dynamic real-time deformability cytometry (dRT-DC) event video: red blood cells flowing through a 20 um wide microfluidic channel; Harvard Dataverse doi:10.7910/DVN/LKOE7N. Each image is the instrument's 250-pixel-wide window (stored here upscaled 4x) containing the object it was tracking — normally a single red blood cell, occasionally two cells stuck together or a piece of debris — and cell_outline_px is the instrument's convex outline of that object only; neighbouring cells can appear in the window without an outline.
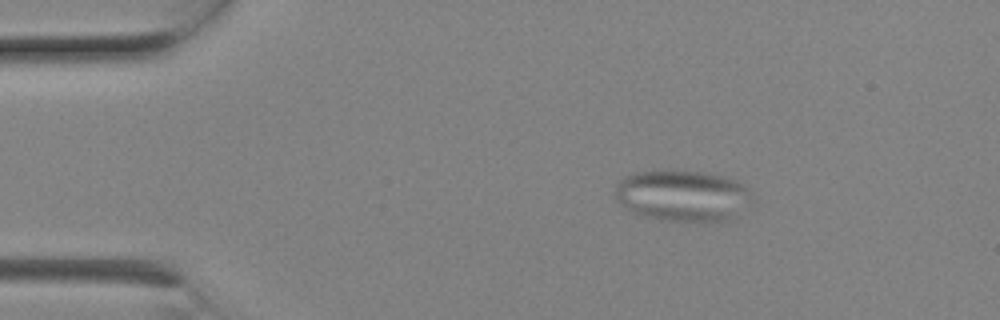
{"species": "Egyptian fruit bat (a non-hibernating species)", "species_latin": "Rousettus aegyptiacus", "temperature_condition": "room temperature", "stored_images_in_passage": 7, "camera_frame_rate_fps": 3000, "um_per_image_px": 0.085, "animal": {"sex": "female"}, "frame": {"image": 1, "passage_image": 2, "time_ms": 0.333, "image_size_px": [1000, 320], "cell_outline_px": [[756, 204], [732, 220], [660, 220], [644, 216], [620, 204], [616, 200], [616, 188], [620, 180], [624, 176], [636, 172], [704, 172], [724, 176], [736, 180], [744, 184], [752, 192]], "centroid_in_image_um": [58.16, 16.65], "position_along_channel_um": 26.8, "area_um2": 40.92}}
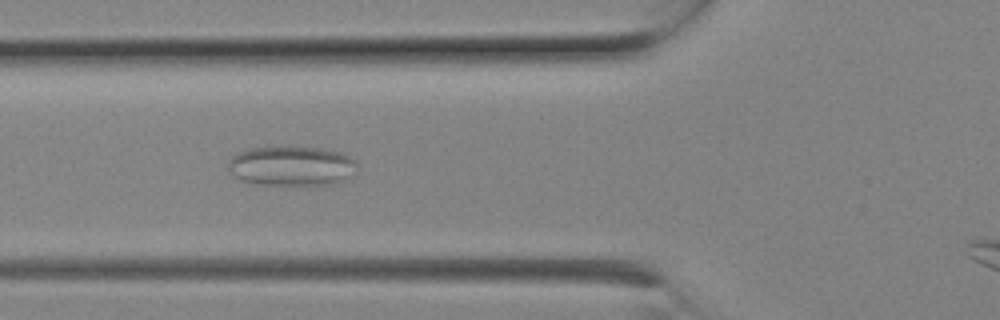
{"frame": {"image": 2, "passage_image": 6, "time_ms": 1.667, "image_size_px": [1000, 320], "cell_outline_px": [[356, 164], [336, 184], [308, 188], [256, 184], [240, 180], [228, 168], [228, 160], [236, 152], [248, 148], [288, 144], [324, 148], [340, 152], [352, 156], [356, 160]], "centroid_in_image_um": [24.72, 14.1], "position_along_channel_um": 101.1, "area_um2": 31.33}}
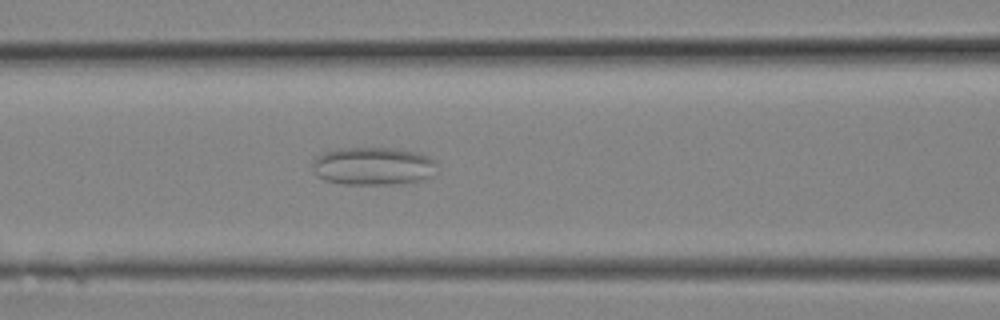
{"frame": {"image": 3, "passage_image": 7, "time_ms": 2.0, "image_size_px": [1000, 320], "cell_outline_px": [[436, 164], [432, 176], [424, 180], [392, 184], [344, 184], [324, 180], [316, 176], [312, 168], [312, 160], [316, 156], [324, 152], [336, 148], [396, 148], [420, 152], [436, 160]], "centroid_in_image_um": [31.7, 14.11], "position_along_channel_um": 134.9, "area_um2": 27.98}}